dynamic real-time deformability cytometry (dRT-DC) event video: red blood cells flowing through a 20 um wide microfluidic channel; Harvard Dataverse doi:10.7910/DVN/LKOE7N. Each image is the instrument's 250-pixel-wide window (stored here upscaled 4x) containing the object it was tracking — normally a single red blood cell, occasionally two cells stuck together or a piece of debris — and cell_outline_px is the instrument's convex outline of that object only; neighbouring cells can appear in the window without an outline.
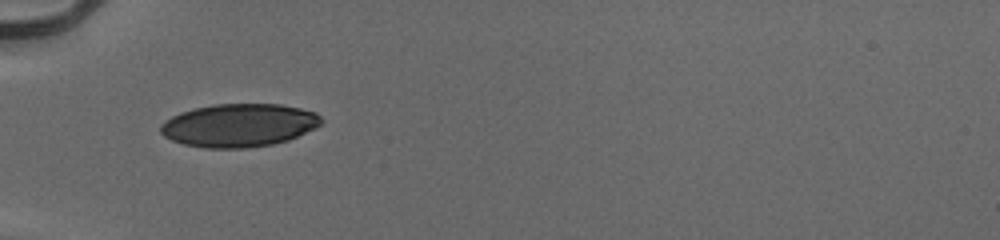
{"species": "human", "species_latin": "Homo sapiens", "temperature_condition": "cold", "stored_images_in_passage": 35, "camera_frame_rate_fps": 3000, "um_per_image_px": 0.085, "donor": {"sex": "male"}, "frame": {"image": 1, "passage_image": 1, "time_ms": 0.0, "image_size_px": [1000, 240], "cell_outline_px": [[324, 120], [316, 128], [288, 140], [272, 144], [248, 148], [204, 148], [184, 144], [172, 140], [164, 136], [160, 132], [160, 124], [172, 116], [180, 112], [196, 108], [216, 104], [280, 104], [300, 108], [316, 112]], "centroid_in_image_um": [20.32, 10.65], "position_along_channel_um": 64.7, "area_um2": 40.46}}
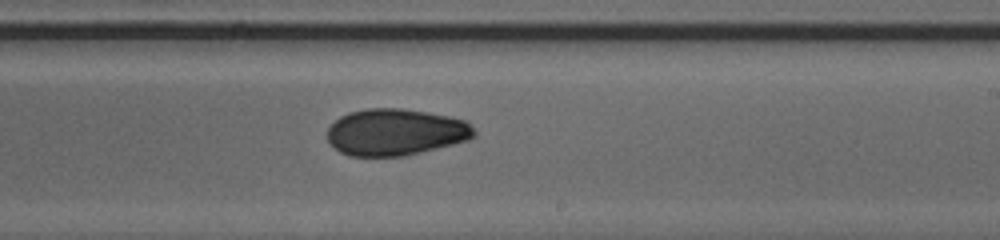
{"frame": {"image": 2, "passage_image": 16, "time_ms": 5.0, "image_size_px": [1000, 240], "cell_outline_px": [[476, 136], [468, 140], [404, 156], [348, 156], [340, 152], [328, 140], [328, 128], [340, 116], [348, 112], [368, 108], [400, 108], [428, 112], [448, 116], [464, 120], [476, 132]], "centroid_in_image_um": [33.61, 11.23], "position_along_channel_um": 255.4, "area_um2": 39.77}}
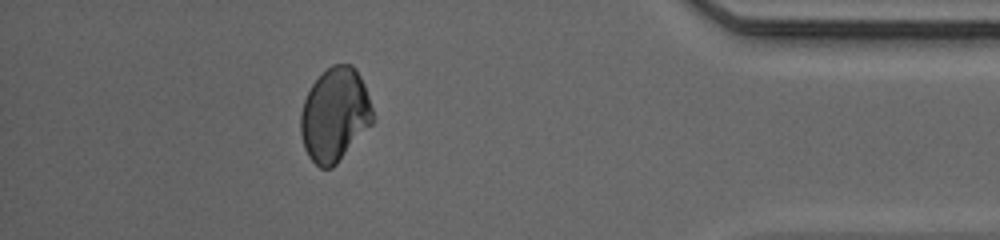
{"frame": {"image": 3, "passage_image": 30, "time_ms": 9.667, "image_size_px": [1000, 240], "cell_outline_px": [[372, 124], [336, 164], [332, 168], [320, 168], [308, 156], [304, 148], [300, 132], [300, 112], [304, 100], [312, 84], [332, 64], [352, 64], [356, 68], [364, 84], [372, 108]], "centroid_in_image_um": [28.44, 9.76], "position_along_channel_um": 406.8, "area_um2": 39.13}, "authors_computed_cell_mechanics": {"area_um2": 39.593, "velocity_mm_per_s": 3.9593, "shape_relaxation_time_tau1_ms": 7.9933, "shape_relaxation_time_tau2_ms": 3.3299, "deformation_change_tau1": 0.1352, "deformation_change_tau2": 0.0669}}